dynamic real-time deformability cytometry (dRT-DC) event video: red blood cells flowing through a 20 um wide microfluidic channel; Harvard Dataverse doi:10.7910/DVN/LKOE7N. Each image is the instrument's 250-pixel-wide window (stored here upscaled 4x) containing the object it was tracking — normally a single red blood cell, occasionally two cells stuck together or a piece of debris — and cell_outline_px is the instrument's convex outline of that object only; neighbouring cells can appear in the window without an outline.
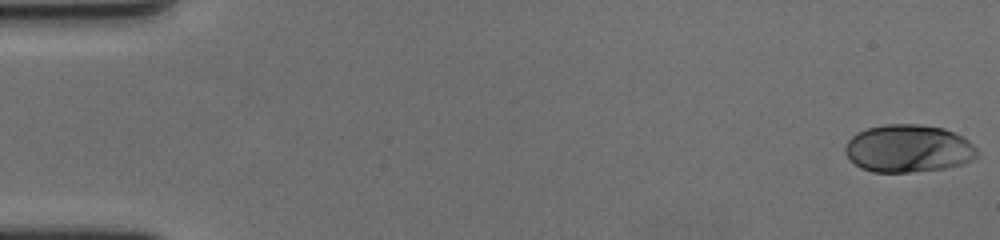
{"species": "human", "species_latin": "Homo sapiens", "temperature_condition": "cold", "stored_images_in_passage": 59, "camera_frame_rate_fps": 3000, "um_per_image_px": 0.085, "donor": {"sex": "female"}, "frame": {"image": 1, "passage_image": 1, "time_ms": 0.0, "image_size_px": [1000, 240], "cell_outline_px": [[976, 156], [972, 160], [960, 164], [944, 168], [908, 172], [872, 172], [860, 168], [844, 152], [844, 148], [848, 140], [856, 132], [868, 128], [884, 124], [920, 124], [944, 128], [968, 140], [976, 148]], "centroid_in_image_um": [77.17, 12.62], "position_along_channel_um": 7.8, "area_um2": 36.47}}
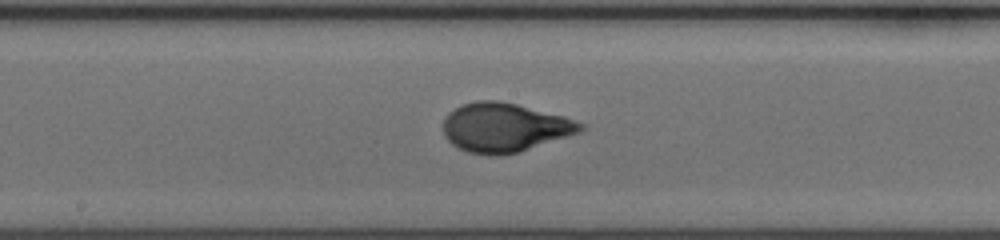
{"frame": {"image": 2, "passage_image": 32, "time_ms": 10.333, "image_size_px": [1000, 240], "cell_outline_px": [[584, 128], [580, 132], [520, 152], [500, 156], [488, 156], [468, 152], [452, 144], [444, 136], [444, 120], [448, 112], [460, 104], [476, 100], [500, 100], [564, 116], [584, 124]], "centroid_in_image_um": [42.86, 10.84], "position_along_channel_um": 205.3, "area_um2": 39.42}}
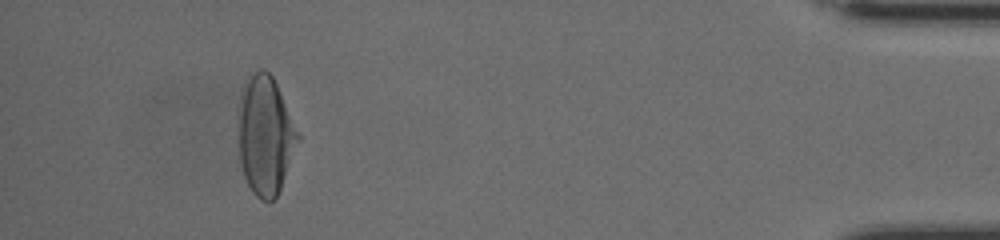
{"frame": {"image": 3, "passage_image": 55, "time_ms": 18.0, "image_size_px": [1000, 240], "cell_outline_px": [[300, 140], [280, 188], [276, 196], [272, 200], [260, 200], [252, 192], [244, 176], [240, 160], [240, 108], [244, 92], [248, 80], [260, 68], [264, 68], [272, 76], [276, 84], [300, 136]], "centroid_in_image_um": [22.59, 11.57], "position_along_channel_um": 412.6, "area_um2": 39.82}, "authors_computed_cell_mechanics": {"area_um2": 38.0324, "velocity_mm_per_s": 3.5196, "shape_relaxation_time_tau1_ms": 4.0189, "shape_relaxation_time_tau2_ms": null, "deformation_change_tau1": 0.1973, "deformation_change_tau2": null}}